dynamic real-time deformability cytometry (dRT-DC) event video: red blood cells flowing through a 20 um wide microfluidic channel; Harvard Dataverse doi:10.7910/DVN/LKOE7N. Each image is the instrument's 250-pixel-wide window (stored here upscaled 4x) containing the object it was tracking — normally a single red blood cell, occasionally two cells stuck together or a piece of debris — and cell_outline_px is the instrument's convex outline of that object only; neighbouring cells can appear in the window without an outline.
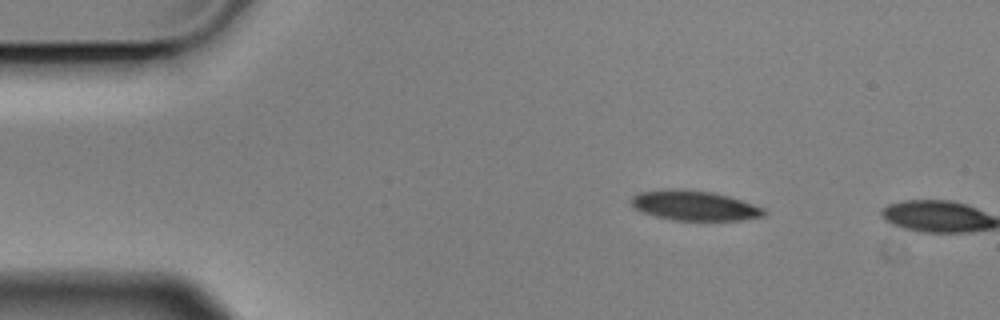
{"species": "Egyptian fruit bat (a non-hibernating species)", "species_latin": "Rousettus aegyptiacus", "temperature_condition": "cold", "stored_images_in_passage": 2, "camera_frame_rate_fps": 3000, "um_per_image_px": 0.085, "animal": {"sex": "male"}, "frame": {"image": 1, "passage_image": 1, "time_ms": 0.0, "image_size_px": [1000, 320], "cell_outline_px": [[768, 212], [764, 216], [740, 220], [672, 220], [656, 216], [632, 208], [632, 196], [636, 192], [672, 188], [680, 188], [712, 192], [728, 196], [764, 208]], "centroid_in_image_um": [59.0, 17.46], "position_along_channel_um": 26.0, "area_um2": 23.18}}